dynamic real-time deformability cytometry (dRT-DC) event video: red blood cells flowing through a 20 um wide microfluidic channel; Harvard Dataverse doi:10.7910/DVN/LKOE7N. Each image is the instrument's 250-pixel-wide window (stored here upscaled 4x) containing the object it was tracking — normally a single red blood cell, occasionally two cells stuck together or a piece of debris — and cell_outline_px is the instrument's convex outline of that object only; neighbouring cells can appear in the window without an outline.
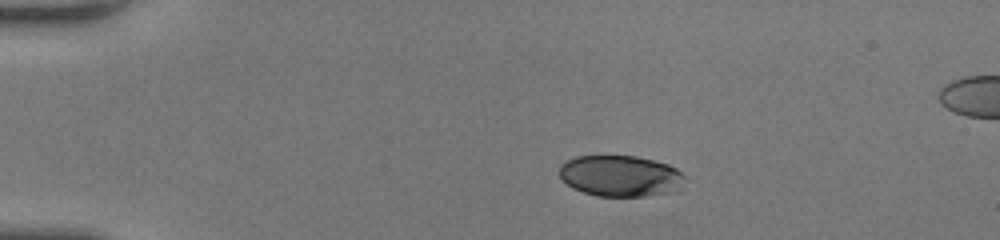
{"species": "human", "species_latin": "Homo sapiens", "temperature_condition": "room temperature", "stored_images_in_passage": 44, "camera_frame_rate_fps": 3000, "um_per_image_px": 0.085, "donor": {"sex": "female"}, "frame": {"image": 1, "passage_image": 1, "time_ms": 0.0, "image_size_px": [1000, 240], "cell_outline_px": [[684, 176], [680, 192], [648, 196], [596, 196], [572, 188], [560, 176], [560, 164], [576, 156], [636, 156], [668, 164], [676, 168]], "centroid_in_image_um": [52.77, 14.97], "position_along_channel_um": 32.2, "area_um2": 30.23}}
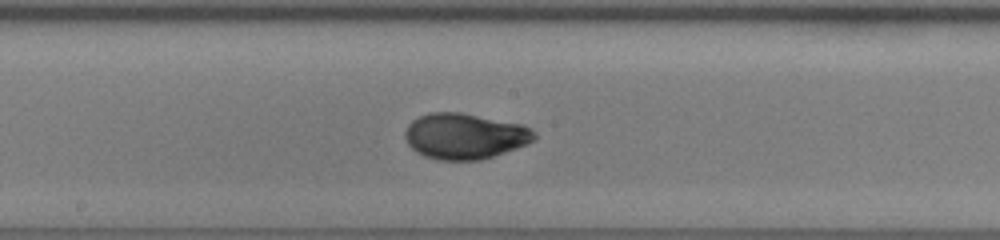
{"frame": {"image": 2, "passage_image": 20, "time_ms": 6.333, "image_size_px": [1000, 240], "cell_outline_px": [[536, 136], [528, 144], [480, 160], [440, 160], [424, 156], [416, 152], [408, 144], [404, 136], [404, 132], [408, 124], [412, 120], [428, 112], [460, 112], [520, 124], [536, 132]], "centroid_in_image_um": [39.46, 11.57], "position_along_channel_um": 208.7, "area_um2": 34.33}}
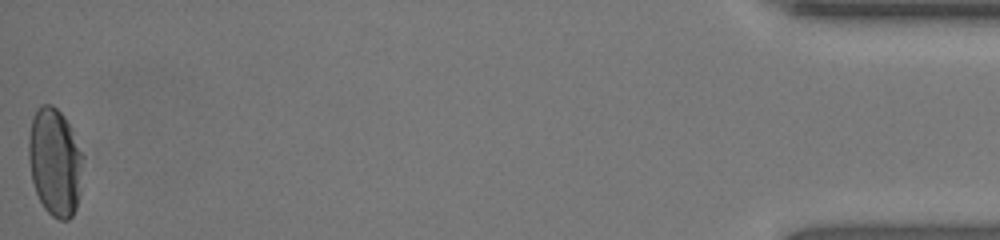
{"frame": {"image": 3, "passage_image": 44, "time_ms": 14.333, "image_size_px": [1000, 240], "cell_outline_px": [[84, 156], [80, 192], [76, 208], [72, 216], [68, 220], [60, 220], [52, 216], [44, 208], [36, 192], [32, 180], [28, 160], [28, 136], [32, 116], [36, 108], [40, 104], [52, 104], [64, 116]], "centroid_in_image_um": [4.66, 13.76], "position_along_channel_um": 430.5, "area_um2": 34.51}, "authors_computed_cell_mechanics": {"area_um2": 33.4373, "velocity_mm_per_s": 3.893, "shape_relaxation_time_tau1_ms": 4.2767, "shape_relaxation_time_tau2_ms": 0.7451, "deformation_change_tau1": 0.1772, "deformation_change_tau2": 0.0403}}